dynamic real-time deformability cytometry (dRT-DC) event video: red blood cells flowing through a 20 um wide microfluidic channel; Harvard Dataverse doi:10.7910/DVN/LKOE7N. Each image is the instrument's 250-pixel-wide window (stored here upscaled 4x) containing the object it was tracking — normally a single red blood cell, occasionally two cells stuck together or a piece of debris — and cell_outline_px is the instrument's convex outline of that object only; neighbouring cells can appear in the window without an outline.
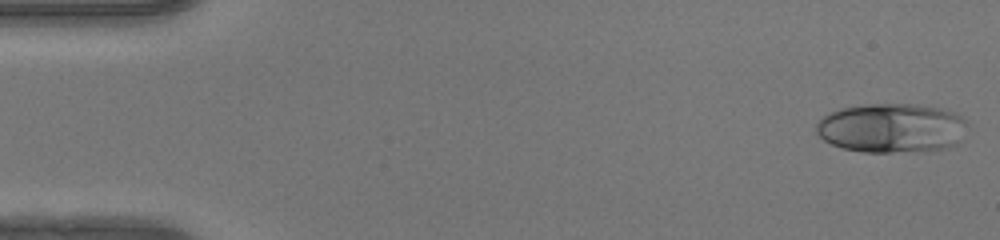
{"species": "human", "species_latin": "Homo sapiens", "temperature_condition": "warm", "stored_images_in_passage": 48, "camera_frame_rate_fps": 3000, "um_per_image_px": 0.085, "donor": {"sex": "female"}, "frame": {"image": 1, "passage_image": 1, "time_ms": 0.0, "image_size_px": [1000, 240], "cell_outline_px": [[968, 124], [960, 140], [956, 144], [948, 148], [924, 152], [864, 152], [844, 148], [832, 144], [824, 140], [816, 132], [816, 124], [828, 112], [840, 108], [868, 104], [916, 104], [956, 112], [968, 120]], "centroid_in_image_um": [75.83, 10.89], "position_along_channel_um": 9.2, "area_um2": 43.93}}
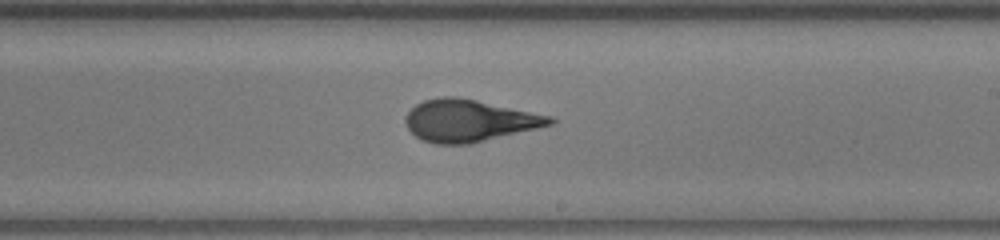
{"frame": {"image": 2, "passage_image": 28, "time_ms": 9.0, "image_size_px": [1000, 240], "cell_outline_px": [[556, 120], [552, 124], [472, 144], [436, 144], [420, 140], [404, 124], [404, 120], [408, 112], [416, 104], [424, 100], [444, 96], [456, 96], [476, 100], [552, 116]], "centroid_in_image_um": [39.84, 10.26], "position_along_channel_um": 249.2, "area_um2": 35.26}}
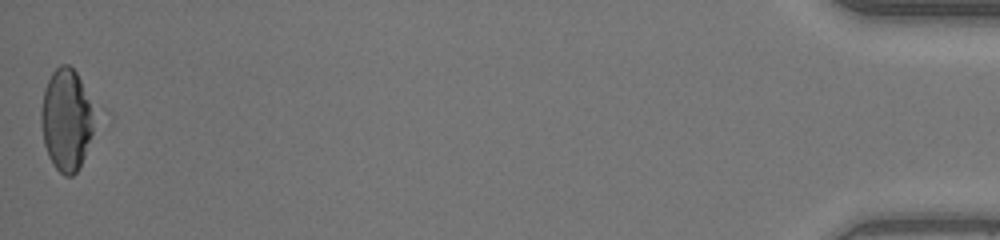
{"frame": {"image": 3, "passage_image": 48, "time_ms": 15.667, "image_size_px": [1000, 240], "cell_outline_px": [[112, 120], [76, 172], [72, 176], [64, 176], [52, 164], [48, 156], [44, 144], [40, 124], [40, 112], [44, 88], [52, 72], [60, 64], [68, 64], [76, 72], [112, 112]], "centroid_in_image_um": [6.03, 10.15], "position_along_channel_um": 429.2, "area_um2": 37.74}, "authors_computed_cell_mechanics": {"area_um2": 35.0557, "velocity_mm_per_s": 4.2305, "shape_relaxation_time_tau1_ms": 6.1141, "shape_relaxation_time_tau2_ms": 0.8386, "deformation_change_tau1": 0.2371, "deformation_change_tau2": 0.0568}}